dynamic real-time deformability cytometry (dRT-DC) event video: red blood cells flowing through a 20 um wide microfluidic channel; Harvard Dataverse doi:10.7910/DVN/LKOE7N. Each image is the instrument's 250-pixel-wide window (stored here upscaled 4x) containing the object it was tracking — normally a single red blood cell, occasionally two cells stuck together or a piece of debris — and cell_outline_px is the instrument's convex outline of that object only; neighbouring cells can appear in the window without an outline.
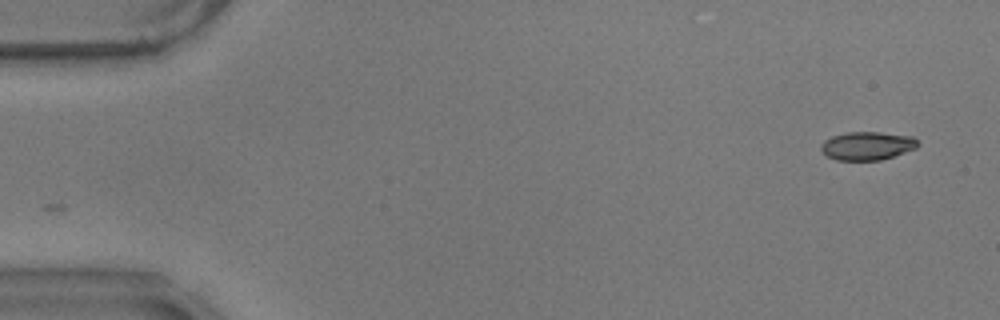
{"species": "common noctule bat (a hibernating species)", "species_latin": "Nyctalus noctula", "temperature_condition": "warm", "stored_images_in_passage": 56, "camera_frame_rate_fps": 3000, "um_per_image_px": 0.085, "animal": {"sex": "male", "body_mass_g": 17.9}, "frame": {"image": 1, "passage_image": 1, "time_ms": 0.0, "image_size_px": [1000, 320], "cell_outline_px": [[920, 144], [916, 148], [880, 160], [836, 160], [828, 156], [820, 148], [820, 144], [824, 140], [832, 136], [844, 132], [880, 132], [912, 136]], "centroid_in_image_um": [73.69, 12.38], "position_along_channel_um": 11.3, "area_um2": 15.95}}
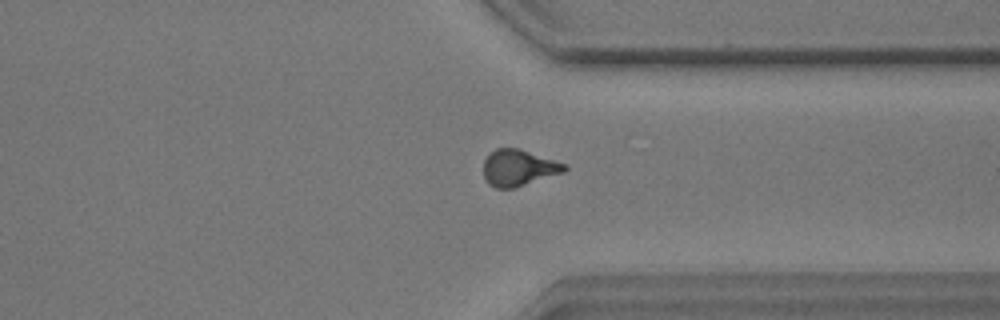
{"frame": {"image": 2, "passage_image": 42, "time_ms": 13.667, "image_size_px": [1000, 320], "cell_outline_px": [[568, 168], [564, 172], [512, 188], [496, 188], [488, 184], [484, 176], [484, 160], [496, 148], [520, 148], [568, 164]], "centroid_in_image_um": [44.1, 14.25], "position_along_channel_um": 367.3, "area_um2": 17.11}}
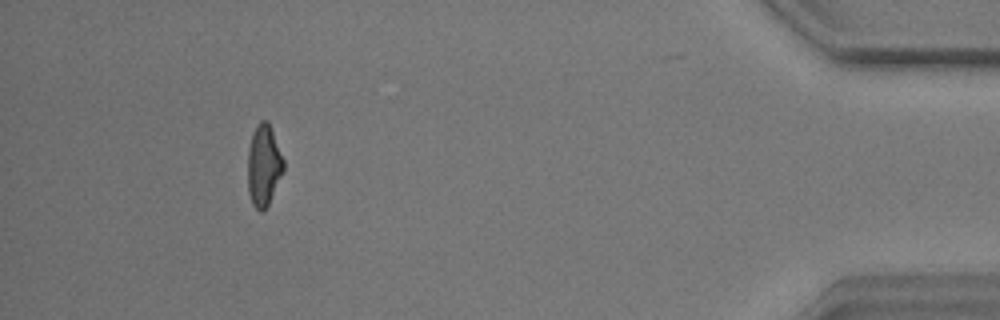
{"frame": {"image": 3, "passage_image": 51, "time_ms": 16.667, "image_size_px": [1000, 320], "cell_outline_px": [[284, 172], [268, 204], [260, 212], [252, 204], [248, 192], [248, 148], [252, 132], [256, 124], [260, 120], [268, 120], [284, 160]], "centroid_in_image_um": [22.41, 14.03], "position_along_channel_um": 412.8, "area_um2": 17.11}, "authors_computed_cell_mechanics": {"area_um2": 16.9932, "velocity_mm_per_s": 3.5141, "shape_relaxation_time_tau1_ms": 3.7027, "shape_relaxation_time_tau2_ms": 1.8985, "deformation_change_tau1": 0.1452, "deformation_change_tau2": 0.0883}}